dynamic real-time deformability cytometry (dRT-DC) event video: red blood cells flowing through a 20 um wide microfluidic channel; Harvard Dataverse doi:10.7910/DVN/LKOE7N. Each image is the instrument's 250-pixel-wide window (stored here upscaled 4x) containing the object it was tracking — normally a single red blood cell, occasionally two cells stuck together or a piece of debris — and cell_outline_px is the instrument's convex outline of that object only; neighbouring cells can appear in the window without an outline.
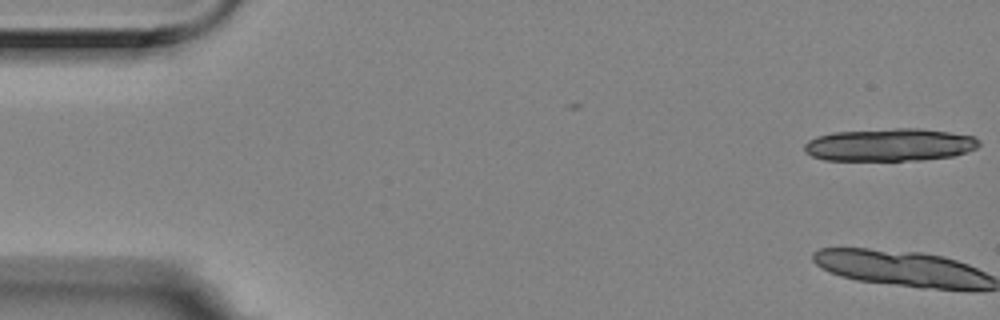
{"species": "Egyptian fruit bat (a non-hibernating species)", "species_latin": "Rousettus aegyptiacus", "temperature_condition": "room temperature", "stored_images_in_passage": 6, "camera_frame_rate_fps": 3000, "um_per_image_px": 0.085, "animal": {"sex": "female"}, "frame": {"image": 1, "passage_image": 1, "time_ms": 0.0, "image_size_px": [1000, 320], "cell_outline_px": [[980, 144], [976, 148], [956, 156], [920, 160], [824, 160], [812, 156], [804, 152], [804, 144], [808, 140], [816, 136], [832, 132], [896, 128], [920, 128], [948, 132], [972, 136], [980, 140]], "centroid_in_image_um": [75.61, 12.31], "position_along_channel_um": 9.4, "area_um2": 33.47}}